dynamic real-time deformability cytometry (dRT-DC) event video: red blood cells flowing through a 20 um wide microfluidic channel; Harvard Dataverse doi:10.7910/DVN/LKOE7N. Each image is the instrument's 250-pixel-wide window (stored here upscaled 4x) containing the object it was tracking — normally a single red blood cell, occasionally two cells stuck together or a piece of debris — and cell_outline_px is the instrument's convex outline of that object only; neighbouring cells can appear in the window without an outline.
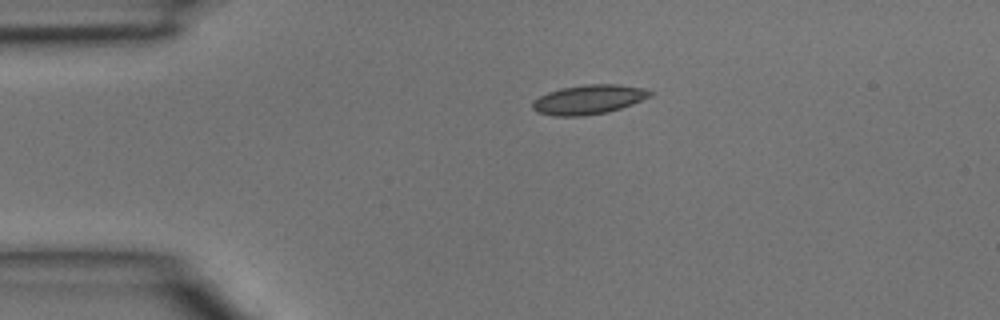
{"species": "common noctule bat (a hibernating species)", "species_latin": "Nyctalus noctula", "temperature_condition": "room temperature", "stored_images_in_passage": 2, "camera_frame_rate_fps": 3000, "um_per_image_px": 0.085, "animal": {"sex": "male", "body_mass_g": 15.6}, "frame": {"image": 1, "passage_image": 1, "time_ms": 0.0, "image_size_px": [1000, 320], "cell_outline_px": [[652, 96], [632, 104], [608, 112], [584, 116], [556, 116], [536, 112], [532, 108], [532, 100], [548, 92], [560, 88], [588, 84], [620, 84], [644, 88], [652, 92]], "centroid_in_image_um": [50.03, 8.46], "position_along_channel_um": 35.0, "area_um2": 20.23}}